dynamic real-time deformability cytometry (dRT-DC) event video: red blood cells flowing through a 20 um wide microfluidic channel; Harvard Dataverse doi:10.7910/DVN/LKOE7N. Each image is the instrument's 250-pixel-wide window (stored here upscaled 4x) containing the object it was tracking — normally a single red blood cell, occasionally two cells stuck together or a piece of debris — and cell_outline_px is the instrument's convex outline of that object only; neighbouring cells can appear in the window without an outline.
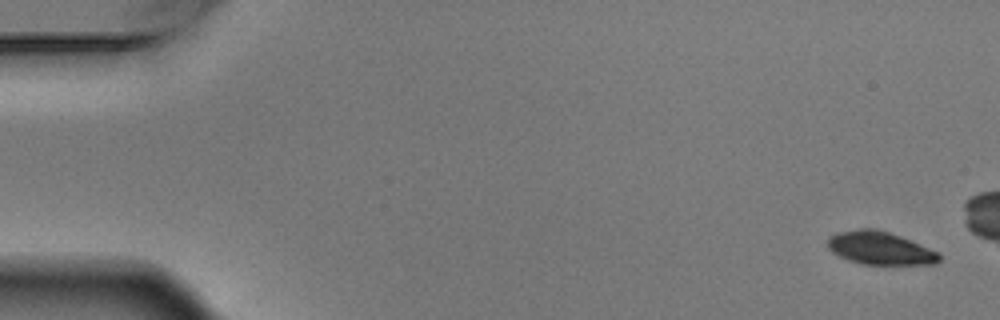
{"species": "Egyptian fruit bat (a non-hibernating species)", "species_latin": "Rousettus aegyptiacus", "temperature_condition": "warm", "stored_images_in_passage": 6, "camera_frame_rate_fps": 3000, "um_per_image_px": 0.085, "animal": {"sex": "male"}, "frame": {"image": 1, "passage_image": 1, "time_ms": 0.0, "image_size_px": [1000, 320], "cell_outline_px": [[940, 260], [936, 264], [860, 264], [848, 260], [832, 252], [828, 248], [828, 236], [836, 232], [860, 228], [868, 228], [888, 232], [900, 236], [940, 252]], "centroid_in_image_um": [74.79, 21.09], "position_along_channel_um": 10.2, "area_um2": 21.44}}
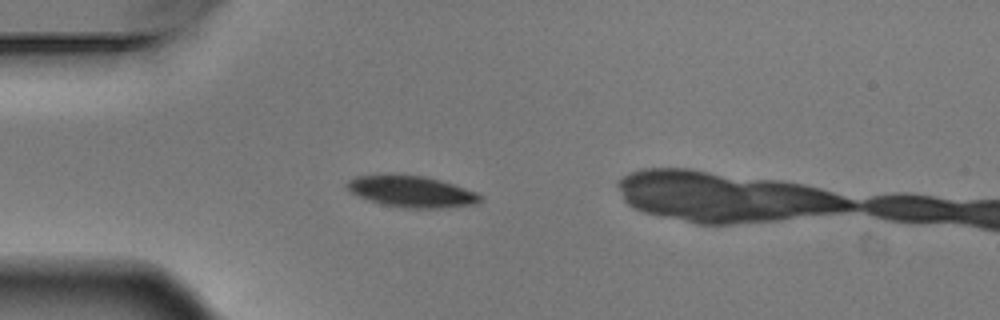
{"frame": {"image": 2, "passage_image": 5, "time_ms": 1.333, "image_size_px": [1000, 320], "cell_outline_px": [[480, 200], [476, 204], [440, 208], [404, 208], [384, 204], [368, 200], [348, 192], [344, 184], [348, 180], [356, 176], [396, 172], [424, 176], [440, 180], [476, 192], [480, 196]], "centroid_in_image_um": [34.87, 16.24], "position_along_channel_um": 50.1, "area_um2": 24.8}}